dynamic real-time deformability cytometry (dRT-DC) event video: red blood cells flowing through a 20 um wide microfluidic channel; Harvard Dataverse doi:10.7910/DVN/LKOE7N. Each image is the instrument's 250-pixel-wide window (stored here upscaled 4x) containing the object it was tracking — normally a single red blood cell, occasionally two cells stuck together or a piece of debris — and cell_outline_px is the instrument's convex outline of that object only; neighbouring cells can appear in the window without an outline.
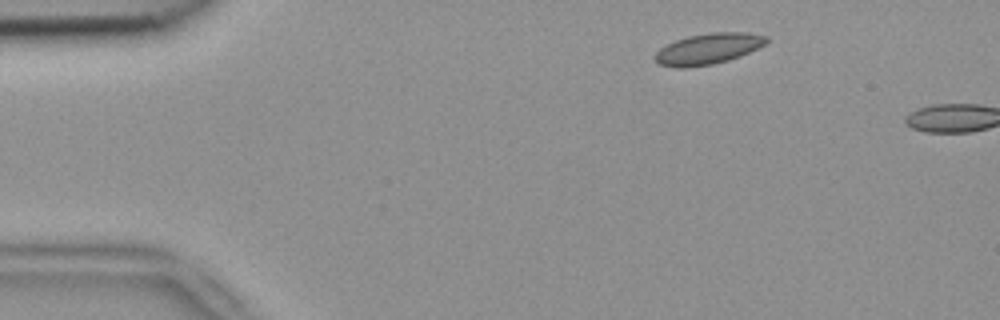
{"species": "common noctule bat (a hibernating species)", "species_latin": "Nyctalus noctula", "temperature_condition": "room temperature", "stored_images_in_passage": 2, "camera_frame_rate_fps": 3000, "um_per_image_px": 0.085, "animal": {"sex": "female", "body_mass_g": 18.4}, "frame": {"image": 1, "passage_image": 1, "time_ms": 0.0, "image_size_px": [1000, 320], "cell_outline_px": [[768, 40], [764, 44], [740, 56], [728, 60], [712, 64], [684, 68], [676, 68], [660, 64], [652, 60], [656, 52], [660, 48], [676, 40], [688, 36], [712, 32], [748, 32], [768, 36]], "centroid_in_image_um": [60.17, 4.15], "position_along_channel_um": 24.8, "area_um2": 20.0}}